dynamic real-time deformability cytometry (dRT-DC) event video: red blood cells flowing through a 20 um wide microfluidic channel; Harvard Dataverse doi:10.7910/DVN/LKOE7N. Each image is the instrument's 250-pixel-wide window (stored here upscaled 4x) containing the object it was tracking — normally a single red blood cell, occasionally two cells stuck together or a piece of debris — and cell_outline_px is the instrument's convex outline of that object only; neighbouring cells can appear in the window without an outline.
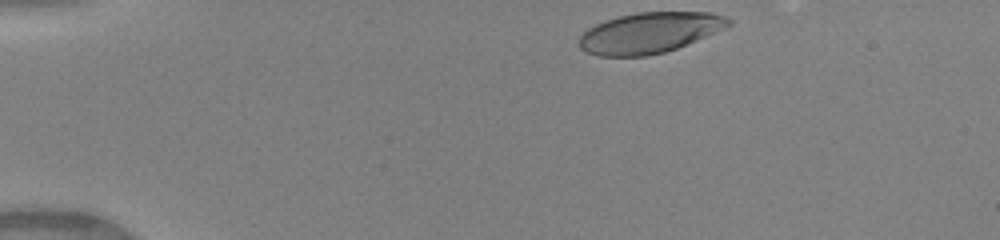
{"species": "human", "species_latin": "Homo sapiens", "temperature_condition": "warm", "stored_images_in_passage": 41, "camera_frame_rate_fps": 3000, "um_per_image_px": 0.085, "donor": {"sex": "female"}, "frame": {"image": 1, "passage_image": 1, "time_ms": 0.0, "image_size_px": [1000, 240], "cell_outline_px": [[732, 24], [724, 28], [676, 48], [664, 52], [648, 56], [600, 56], [584, 52], [580, 48], [580, 36], [588, 28], [596, 24], [620, 16], [636, 12], [712, 12], [724, 16], [732, 20]], "centroid_in_image_um": [55.2, 2.78], "position_along_channel_um": 29.8, "area_um2": 35.08}}
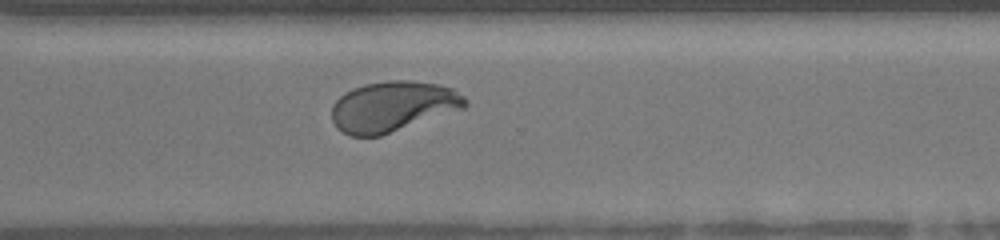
{"frame": {"image": 2, "passage_image": 29, "time_ms": 9.333, "image_size_px": [1000, 240], "cell_outline_px": [[468, 104], [464, 108], [380, 136], [352, 136], [336, 128], [332, 120], [332, 104], [344, 92], [352, 88], [364, 84], [388, 80], [412, 80], [436, 84], [452, 88], [464, 96], [468, 100]], "centroid_in_image_um": [33.37, 9.04], "position_along_channel_um": 337.2, "area_um2": 39.25}}
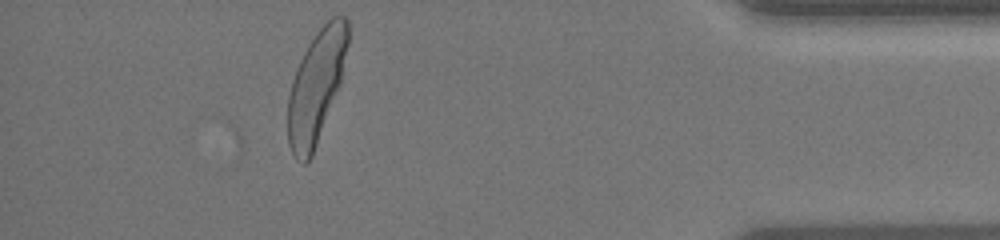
{"frame": {"image": 3, "passage_image": 37, "time_ms": 12.0, "image_size_px": [1000, 240], "cell_outline_px": [[348, 44], [340, 84], [312, 156], [304, 164], [296, 160], [292, 156], [288, 144], [288, 96], [292, 80], [296, 68], [308, 44], [316, 32], [332, 16], [344, 16], [348, 20]], "centroid_in_image_um": [26.86, 7.36], "position_along_channel_um": 408.3, "area_um2": 39.07}, "authors_computed_cell_mechanics": {"area_um2": 39.015, "velocity_mm_per_s": 4.1054, "shape_relaxation_time_tau1_ms": 3.0177, "shape_relaxation_time_tau2_ms": null, "deformation_change_tau1": 0.1774, "deformation_change_tau2": null}}